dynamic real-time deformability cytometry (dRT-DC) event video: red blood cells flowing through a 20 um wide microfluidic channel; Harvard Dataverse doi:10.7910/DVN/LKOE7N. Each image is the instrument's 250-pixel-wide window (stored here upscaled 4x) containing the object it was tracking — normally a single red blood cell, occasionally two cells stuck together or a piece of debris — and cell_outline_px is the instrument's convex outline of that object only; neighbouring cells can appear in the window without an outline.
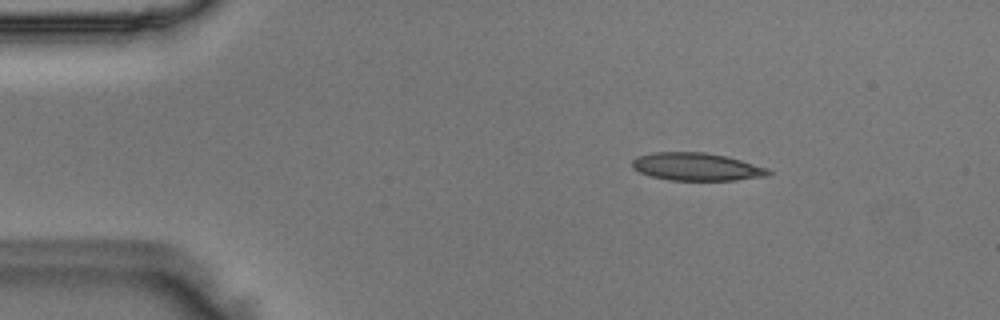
{"species": "Egyptian fruit bat (a non-hibernating species)", "species_latin": "Rousettus aegyptiacus", "temperature_condition": "room temperature", "stored_images_in_passage": 43, "camera_frame_rate_fps": 3000, "um_per_image_px": 0.085, "animal": {"sex": "male"}, "frame": {"image": 1, "passage_image": 1, "time_ms": 0.0, "image_size_px": [1000, 320], "cell_outline_px": [[772, 172], [768, 176], [736, 180], [668, 180], [652, 176], [640, 172], [632, 168], [632, 160], [636, 156], [652, 152], [704, 152], [728, 156], [768, 168]], "centroid_in_image_um": [59.21, 14.17], "position_along_channel_um": 25.8, "area_um2": 22.2}}
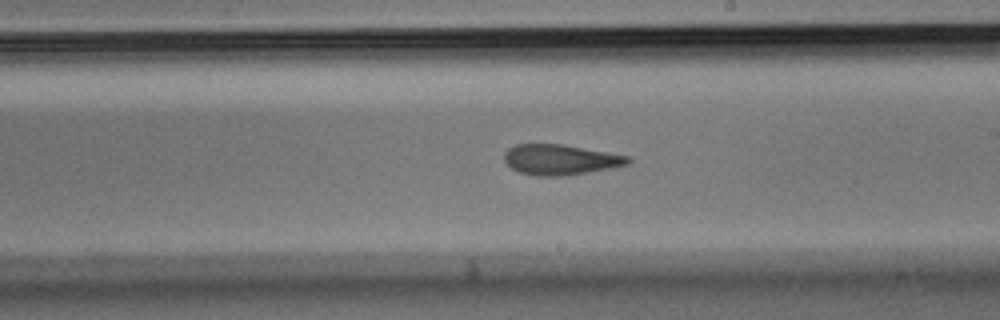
{"frame": {"image": 2, "passage_image": 22, "time_ms": 7.0, "image_size_px": [1000, 320], "cell_outline_px": [[632, 160], [628, 164], [588, 172], [564, 176], [536, 176], [520, 172], [512, 168], [504, 160], [504, 152], [508, 148], [516, 144], [564, 144], [628, 156]], "centroid_in_image_um": [47.6, 13.56], "position_along_channel_um": 241.4, "area_um2": 21.79}}
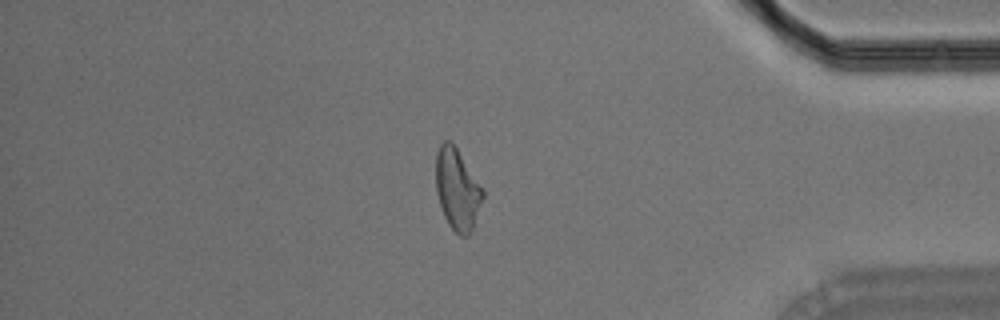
{"frame": {"image": 3, "passage_image": 36, "time_ms": 11.667, "image_size_px": [1000, 320], "cell_outline_px": [[484, 196], [472, 232], [468, 236], [460, 236], [448, 224], [444, 216], [436, 192], [436, 152], [440, 144], [444, 140], [452, 140], [484, 188]], "centroid_in_image_um": [38.89, 16.07], "position_along_channel_um": 396.3, "area_um2": 22.66}}